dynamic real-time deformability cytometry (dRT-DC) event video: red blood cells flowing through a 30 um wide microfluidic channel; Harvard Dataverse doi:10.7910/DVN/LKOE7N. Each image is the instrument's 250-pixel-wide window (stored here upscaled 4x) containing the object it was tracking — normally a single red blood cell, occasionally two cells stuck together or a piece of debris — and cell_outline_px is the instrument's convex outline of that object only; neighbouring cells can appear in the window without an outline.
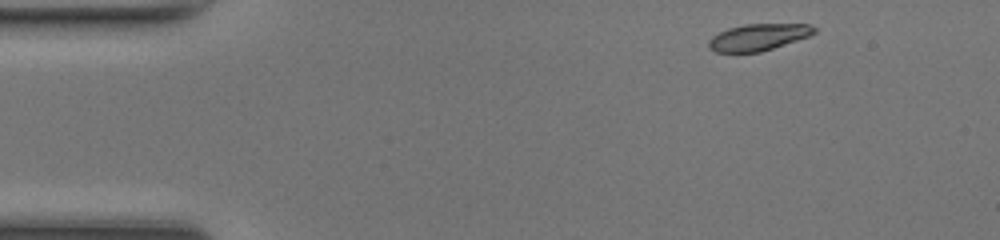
{"species": "common noctule bat (a hibernating species)", "species_latin": "Nyctalus noctula", "temperature_condition": "room temperature", "stored_images_in_passage": 43, "camera_frame_rate_fps": 3000, "um_per_image_px": 0.085, "animal": {"sex": "female", "body_mass_g": 17.0, "forearm_length_mm": 48.0}, "frame": {"image": 1, "passage_image": 1, "time_ms": 0.0, "image_size_px": [1000, 240], "cell_outline_px": [[816, 32], [808, 36], [760, 52], [716, 52], [708, 48], [708, 40], [712, 36], [728, 28], [744, 24], [808, 24], [816, 28]], "centroid_in_image_um": [64.42, 3.15], "position_along_channel_um": 20.6, "area_um2": 16.24}}
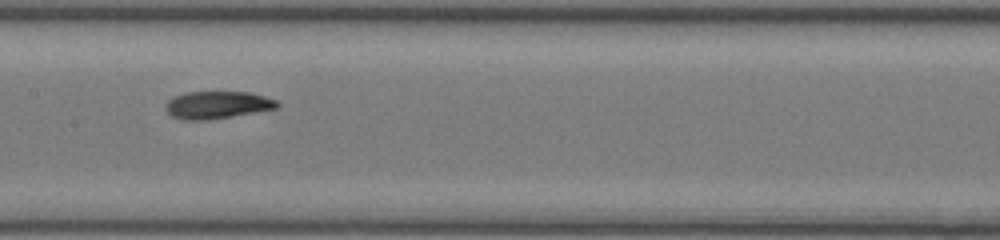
{"frame": {"image": 2, "passage_image": 19, "time_ms": 6.0, "image_size_px": [1000, 240], "cell_outline_px": [[280, 104], [276, 108], [204, 120], [184, 120], [172, 116], [168, 112], [168, 100], [176, 96], [188, 92], [248, 92], [264, 96], [276, 100]], "centroid_in_image_um": [18.48, 8.91], "position_along_channel_um": 188.9, "area_um2": 17.22}}
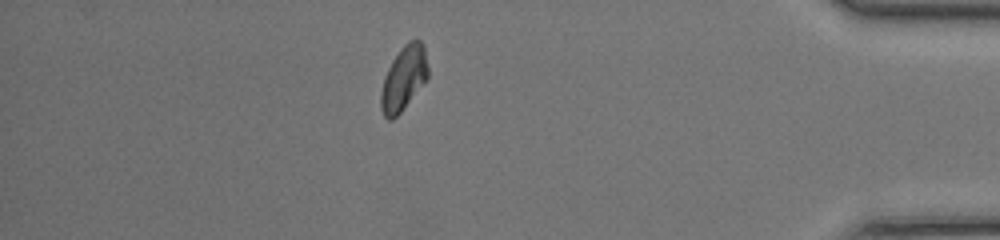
{"frame": {"image": 3, "passage_image": 37, "time_ms": 12.0, "image_size_px": [1000, 240], "cell_outline_px": [[428, 80], [400, 112], [392, 120], [388, 120], [384, 116], [380, 108], [380, 96], [384, 80], [388, 68], [392, 60], [400, 48], [408, 40], [420, 40], [424, 44], [428, 68]], "centroid_in_image_um": [34.33, 6.65], "position_along_channel_um": 400.9, "area_um2": 17.74}, "authors_computed_cell_mechanics": {"area_um2": 17.5712, "velocity_mm_per_s": 4.2904, "shape_relaxation_time_tau1_ms": 2.9804, "shape_relaxation_time_tau2_ms": 2.1054, "deformation_change_tau1": 0.1423, "deformation_change_tau2": 0.0242}}